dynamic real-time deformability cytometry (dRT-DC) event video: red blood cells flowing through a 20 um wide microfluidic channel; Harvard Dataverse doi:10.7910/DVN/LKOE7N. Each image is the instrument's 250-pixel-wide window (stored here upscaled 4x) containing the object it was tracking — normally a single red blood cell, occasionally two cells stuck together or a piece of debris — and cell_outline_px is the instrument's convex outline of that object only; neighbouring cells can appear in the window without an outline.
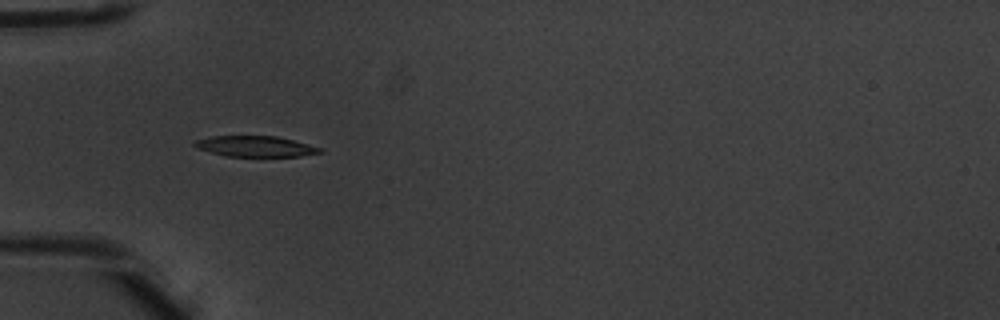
{"species": "common noctule bat (a hibernating species)", "species_latin": "Nyctalus noctula", "temperature_condition": "warm", "stored_images_in_passage": 6, "camera_frame_rate_fps": 3000, "um_per_image_px": 0.085, "animal": {"sex": "male", "body_mass_g": 20.1, "forearm_length_mm": 53.5}, "frame": {"image": 1, "passage_image": 4, "time_ms": 1.0, "image_size_px": [1000, 320], "cell_outline_px": [[324, 152], [300, 156], [224, 156], [196, 148], [192, 144], [196, 140], [212, 136], [276, 136], [324, 148]], "centroid_in_image_um": [21.71, 12.44], "position_along_channel_um": 63.3, "area_um2": 15.14}}
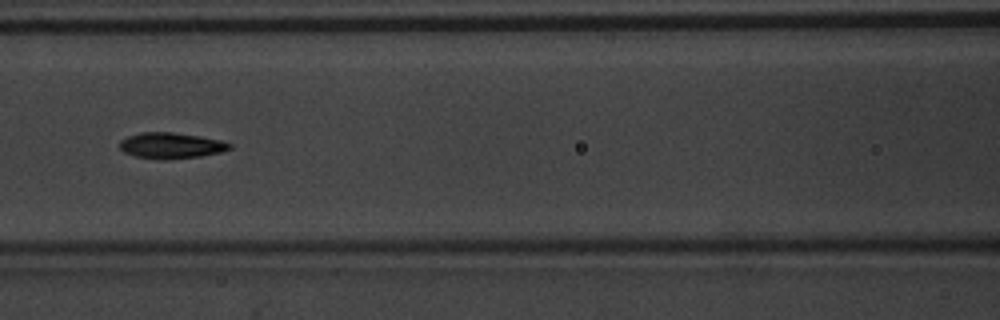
{"frame": {"image": 2, "passage_image": 6, "time_ms": 1.667, "image_size_px": [1000, 320], "cell_outline_px": [[232, 148], [220, 152], [200, 156], [168, 160], [160, 160], [136, 156], [124, 152], [120, 148], [120, 140], [128, 136], [140, 132], [172, 132], [200, 136], [220, 140], [232, 144]], "centroid_in_image_um": [14.53, 12.37], "position_along_channel_um": 152.1, "area_um2": 16.65}}